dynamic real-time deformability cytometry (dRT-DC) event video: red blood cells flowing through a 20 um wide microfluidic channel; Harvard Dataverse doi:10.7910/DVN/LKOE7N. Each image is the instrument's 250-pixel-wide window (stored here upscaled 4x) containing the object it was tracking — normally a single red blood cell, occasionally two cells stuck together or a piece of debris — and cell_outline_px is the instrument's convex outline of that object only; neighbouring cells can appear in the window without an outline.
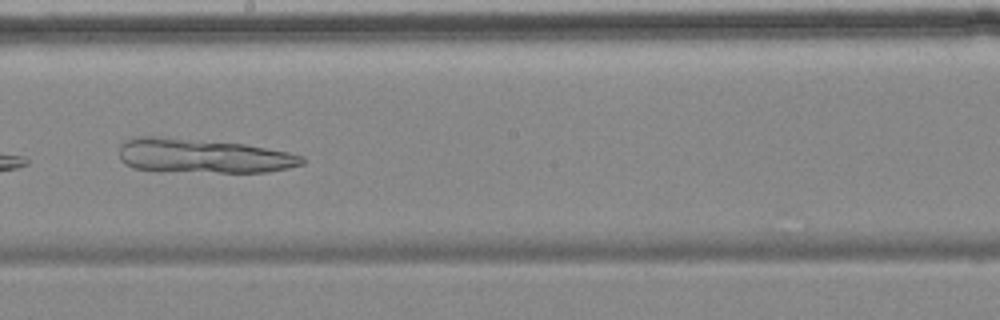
{"species": "common noctule bat (a hibernating species)", "species_latin": "Nyctalus noctula", "temperature_condition": "cold", "stored_images_in_passage": 13, "camera_frame_rate_fps": 3000, "um_per_image_px": 0.085, "animal": {"sex": "female", "body_mass_g": 18.4}, "frame": {"image": 1, "passage_image": 8, "time_ms": 9.333, "image_size_px": [1000, 320], "cell_outline_px": [[304, 164], [288, 168], [268, 172], [220, 172], [136, 168], [124, 164], [120, 160], [120, 144], [136, 136], [152, 136], [244, 144], [288, 152], [304, 156]], "centroid_in_image_um": [17.29, 13.24], "position_along_channel_um": 230.9, "area_um2": 35.84}}